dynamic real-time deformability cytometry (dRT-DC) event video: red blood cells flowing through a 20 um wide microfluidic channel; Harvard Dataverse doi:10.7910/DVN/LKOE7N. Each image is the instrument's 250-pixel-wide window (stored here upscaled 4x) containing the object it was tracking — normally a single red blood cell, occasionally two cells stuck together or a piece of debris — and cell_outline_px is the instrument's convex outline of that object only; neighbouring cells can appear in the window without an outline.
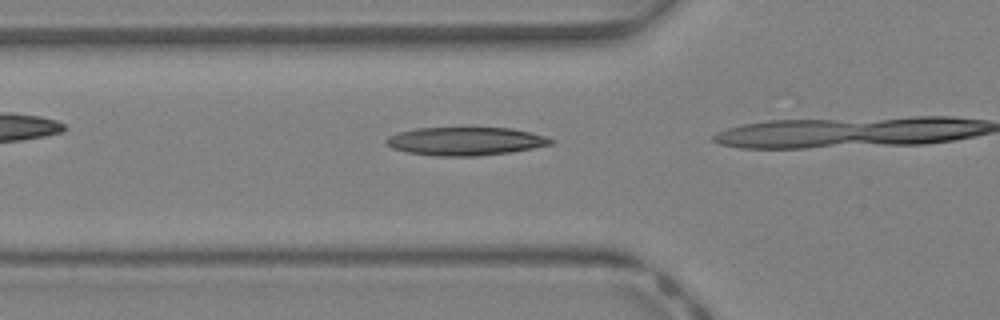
{"species": "Egyptian fruit bat (a non-hibernating species)", "species_latin": "Rousettus aegyptiacus", "temperature_condition": "warm", "stored_images_in_passage": 5, "camera_frame_rate_fps": 3000, "um_per_image_px": 0.085, "animal": {"sex": "female"}, "frame": {"image": 1, "passage_image": 2, "time_ms": 0.333, "image_size_px": [1000, 320], "cell_outline_px": [[556, 140], [552, 144], [512, 152], [476, 156], [436, 156], [408, 152], [392, 148], [384, 144], [384, 140], [388, 136], [400, 132], [416, 128], [512, 128], [544, 136]], "centroid_in_image_um": [39.54, 12.01], "position_along_channel_um": 86.3, "area_um2": 27.05}}